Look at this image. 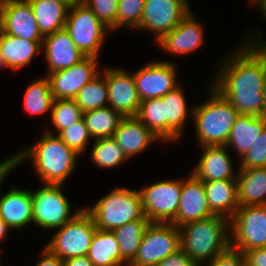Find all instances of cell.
<instances>
[{"label":"cell","mask_w":266,"mask_h":266,"mask_svg":"<svg viewBox=\"0 0 266 266\" xmlns=\"http://www.w3.org/2000/svg\"><path fill=\"white\" fill-rule=\"evenodd\" d=\"M224 58L211 85L240 115L264 116L266 45L242 42Z\"/></svg>","instance_id":"cell-1"},{"label":"cell","mask_w":266,"mask_h":266,"mask_svg":"<svg viewBox=\"0 0 266 266\" xmlns=\"http://www.w3.org/2000/svg\"><path fill=\"white\" fill-rule=\"evenodd\" d=\"M54 133L46 129L37 143L15 153L16 162L19 165L29 159L42 183L64 185L80 155Z\"/></svg>","instance_id":"cell-2"},{"label":"cell","mask_w":266,"mask_h":266,"mask_svg":"<svg viewBox=\"0 0 266 266\" xmlns=\"http://www.w3.org/2000/svg\"><path fill=\"white\" fill-rule=\"evenodd\" d=\"M181 249L200 266L231 247V220L219 215L179 227Z\"/></svg>","instance_id":"cell-3"},{"label":"cell","mask_w":266,"mask_h":266,"mask_svg":"<svg viewBox=\"0 0 266 266\" xmlns=\"http://www.w3.org/2000/svg\"><path fill=\"white\" fill-rule=\"evenodd\" d=\"M206 102L193 106L192 119L197 143L202 146H224L239 112L210 84Z\"/></svg>","instance_id":"cell-4"},{"label":"cell","mask_w":266,"mask_h":266,"mask_svg":"<svg viewBox=\"0 0 266 266\" xmlns=\"http://www.w3.org/2000/svg\"><path fill=\"white\" fill-rule=\"evenodd\" d=\"M84 208L91 214L95 226L105 231H113L145 216L138 190L127 187H118L102 196L92 207Z\"/></svg>","instance_id":"cell-5"},{"label":"cell","mask_w":266,"mask_h":266,"mask_svg":"<svg viewBox=\"0 0 266 266\" xmlns=\"http://www.w3.org/2000/svg\"><path fill=\"white\" fill-rule=\"evenodd\" d=\"M96 230L91 214L82 207L78 214L57 229L45 247L64 260L87 256Z\"/></svg>","instance_id":"cell-6"},{"label":"cell","mask_w":266,"mask_h":266,"mask_svg":"<svg viewBox=\"0 0 266 266\" xmlns=\"http://www.w3.org/2000/svg\"><path fill=\"white\" fill-rule=\"evenodd\" d=\"M85 57L98 58L110 29L83 3L69 8L64 28Z\"/></svg>","instance_id":"cell-7"},{"label":"cell","mask_w":266,"mask_h":266,"mask_svg":"<svg viewBox=\"0 0 266 266\" xmlns=\"http://www.w3.org/2000/svg\"><path fill=\"white\" fill-rule=\"evenodd\" d=\"M38 190H31L33 203V224L43 230L59 229L82 209L71 213V204L61 189V184H42ZM52 228V229H51Z\"/></svg>","instance_id":"cell-8"},{"label":"cell","mask_w":266,"mask_h":266,"mask_svg":"<svg viewBox=\"0 0 266 266\" xmlns=\"http://www.w3.org/2000/svg\"><path fill=\"white\" fill-rule=\"evenodd\" d=\"M181 189V179H165L138 190L145 217L151 223H172L177 215Z\"/></svg>","instance_id":"cell-9"},{"label":"cell","mask_w":266,"mask_h":266,"mask_svg":"<svg viewBox=\"0 0 266 266\" xmlns=\"http://www.w3.org/2000/svg\"><path fill=\"white\" fill-rule=\"evenodd\" d=\"M181 249L180 229L172 223H150L139 249L130 262L133 266H156L161 260Z\"/></svg>","instance_id":"cell-10"},{"label":"cell","mask_w":266,"mask_h":266,"mask_svg":"<svg viewBox=\"0 0 266 266\" xmlns=\"http://www.w3.org/2000/svg\"><path fill=\"white\" fill-rule=\"evenodd\" d=\"M231 247L243 254L266 247V205L239 207L231 219Z\"/></svg>","instance_id":"cell-11"},{"label":"cell","mask_w":266,"mask_h":266,"mask_svg":"<svg viewBox=\"0 0 266 266\" xmlns=\"http://www.w3.org/2000/svg\"><path fill=\"white\" fill-rule=\"evenodd\" d=\"M189 6L183 0H145L137 30L153 32L158 42L189 14Z\"/></svg>","instance_id":"cell-12"},{"label":"cell","mask_w":266,"mask_h":266,"mask_svg":"<svg viewBox=\"0 0 266 266\" xmlns=\"http://www.w3.org/2000/svg\"><path fill=\"white\" fill-rule=\"evenodd\" d=\"M176 65L172 61L147 62L133 73L137 93L141 101L161 98L179 85Z\"/></svg>","instance_id":"cell-13"},{"label":"cell","mask_w":266,"mask_h":266,"mask_svg":"<svg viewBox=\"0 0 266 266\" xmlns=\"http://www.w3.org/2000/svg\"><path fill=\"white\" fill-rule=\"evenodd\" d=\"M97 65L98 58L85 57L70 68L47 74L54 100L74 99L85 84L101 73Z\"/></svg>","instance_id":"cell-14"},{"label":"cell","mask_w":266,"mask_h":266,"mask_svg":"<svg viewBox=\"0 0 266 266\" xmlns=\"http://www.w3.org/2000/svg\"><path fill=\"white\" fill-rule=\"evenodd\" d=\"M0 30L24 40L43 41L33 9L27 0H6L0 6Z\"/></svg>","instance_id":"cell-15"},{"label":"cell","mask_w":266,"mask_h":266,"mask_svg":"<svg viewBox=\"0 0 266 266\" xmlns=\"http://www.w3.org/2000/svg\"><path fill=\"white\" fill-rule=\"evenodd\" d=\"M109 107L121 113L124 117L137 116L141 100L137 93L133 73L121 68H105Z\"/></svg>","instance_id":"cell-16"},{"label":"cell","mask_w":266,"mask_h":266,"mask_svg":"<svg viewBox=\"0 0 266 266\" xmlns=\"http://www.w3.org/2000/svg\"><path fill=\"white\" fill-rule=\"evenodd\" d=\"M186 179L182 178L179 207L172 222L177 227L215 215L209 206L203 181L192 172Z\"/></svg>","instance_id":"cell-17"},{"label":"cell","mask_w":266,"mask_h":266,"mask_svg":"<svg viewBox=\"0 0 266 266\" xmlns=\"http://www.w3.org/2000/svg\"><path fill=\"white\" fill-rule=\"evenodd\" d=\"M42 52L47 62V74L70 68L85 58L65 29L45 36Z\"/></svg>","instance_id":"cell-18"},{"label":"cell","mask_w":266,"mask_h":266,"mask_svg":"<svg viewBox=\"0 0 266 266\" xmlns=\"http://www.w3.org/2000/svg\"><path fill=\"white\" fill-rule=\"evenodd\" d=\"M203 37V27L190 11L175 28L157 42V45L175 56L189 55L202 45Z\"/></svg>","instance_id":"cell-19"},{"label":"cell","mask_w":266,"mask_h":266,"mask_svg":"<svg viewBox=\"0 0 266 266\" xmlns=\"http://www.w3.org/2000/svg\"><path fill=\"white\" fill-rule=\"evenodd\" d=\"M201 157L192 173L201 181L237 180L231 158L224 146H202Z\"/></svg>","instance_id":"cell-20"},{"label":"cell","mask_w":266,"mask_h":266,"mask_svg":"<svg viewBox=\"0 0 266 266\" xmlns=\"http://www.w3.org/2000/svg\"><path fill=\"white\" fill-rule=\"evenodd\" d=\"M0 218L10 230L33 224L31 191L19 187L10 188L4 195L0 191Z\"/></svg>","instance_id":"cell-21"},{"label":"cell","mask_w":266,"mask_h":266,"mask_svg":"<svg viewBox=\"0 0 266 266\" xmlns=\"http://www.w3.org/2000/svg\"><path fill=\"white\" fill-rule=\"evenodd\" d=\"M113 138L128 159L142 153L153 142L161 141L137 116L124 117Z\"/></svg>","instance_id":"cell-22"},{"label":"cell","mask_w":266,"mask_h":266,"mask_svg":"<svg viewBox=\"0 0 266 266\" xmlns=\"http://www.w3.org/2000/svg\"><path fill=\"white\" fill-rule=\"evenodd\" d=\"M182 89L180 85L161 97L165 105V143L178 140L184 131L186 119L192 118L193 107L188 108Z\"/></svg>","instance_id":"cell-23"},{"label":"cell","mask_w":266,"mask_h":266,"mask_svg":"<svg viewBox=\"0 0 266 266\" xmlns=\"http://www.w3.org/2000/svg\"><path fill=\"white\" fill-rule=\"evenodd\" d=\"M211 211L231 220L239 209L237 180L203 182Z\"/></svg>","instance_id":"cell-24"},{"label":"cell","mask_w":266,"mask_h":266,"mask_svg":"<svg viewBox=\"0 0 266 266\" xmlns=\"http://www.w3.org/2000/svg\"><path fill=\"white\" fill-rule=\"evenodd\" d=\"M42 43L14 37L0 30V49L5 67L15 71L31 64L35 54L42 50Z\"/></svg>","instance_id":"cell-25"},{"label":"cell","mask_w":266,"mask_h":266,"mask_svg":"<svg viewBox=\"0 0 266 266\" xmlns=\"http://www.w3.org/2000/svg\"><path fill=\"white\" fill-rule=\"evenodd\" d=\"M237 171L239 206L266 205V167Z\"/></svg>","instance_id":"cell-26"},{"label":"cell","mask_w":266,"mask_h":266,"mask_svg":"<svg viewBox=\"0 0 266 266\" xmlns=\"http://www.w3.org/2000/svg\"><path fill=\"white\" fill-rule=\"evenodd\" d=\"M43 37L65 28L70 6L61 0H27Z\"/></svg>","instance_id":"cell-27"},{"label":"cell","mask_w":266,"mask_h":266,"mask_svg":"<svg viewBox=\"0 0 266 266\" xmlns=\"http://www.w3.org/2000/svg\"><path fill=\"white\" fill-rule=\"evenodd\" d=\"M266 127V116L256 117L252 115H240L236 118L235 124L229 137L227 148L232 147L239 158L244 156L254 140Z\"/></svg>","instance_id":"cell-28"},{"label":"cell","mask_w":266,"mask_h":266,"mask_svg":"<svg viewBox=\"0 0 266 266\" xmlns=\"http://www.w3.org/2000/svg\"><path fill=\"white\" fill-rule=\"evenodd\" d=\"M94 266H119L127 264L120 254L119 244L113 231L97 228L87 255Z\"/></svg>","instance_id":"cell-29"},{"label":"cell","mask_w":266,"mask_h":266,"mask_svg":"<svg viewBox=\"0 0 266 266\" xmlns=\"http://www.w3.org/2000/svg\"><path fill=\"white\" fill-rule=\"evenodd\" d=\"M124 116L107 106L83 112V119L92 139L113 137Z\"/></svg>","instance_id":"cell-30"},{"label":"cell","mask_w":266,"mask_h":266,"mask_svg":"<svg viewBox=\"0 0 266 266\" xmlns=\"http://www.w3.org/2000/svg\"><path fill=\"white\" fill-rule=\"evenodd\" d=\"M151 221L145 216L140 220H135L122 225L113 230L119 244L122 258L130 263L139 249L144 233Z\"/></svg>","instance_id":"cell-31"},{"label":"cell","mask_w":266,"mask_h":266,"mask_svg":"<svg viewBox=\"0 0 266 266\" xmlns=\"http://www.w3.org/2000/svg\"><path fill=\"white\" fill-rule=\"evenodd\" d=\"M23 99V108L30 115L50 114L54 98L47 76L31 82L25 90Z\"/></svg>","instance_id":"cell-32"},{"label":"cell","mask_w":266,"mask_h":266,"mask_svg":"<svg viewBox=\"0 0 266 266\" xmlns=\"http://www.w3.org/2000/svg\"><path fill=\"white\" fill-rule=\"evenodd\" d=\"M74 100L83 112L109 106L107 105L109 100L106 76L100 73L92 81L85 84Z\"/></svg>","instance_id":"cell-33"},{"label":"cell","mask_w":266,"mask_h":266,"mask_svg":"<svg viewBox=\"0 0 266 266\" xmlns=\"http://www.w3.org/2000/svg\"><path fill=\"white\" fill-rule=\"evenodd\" d=\"M90 158L98 168L102 169L116 168L128 160L113 137L95 139Z\"/></svg>","instance_id":"cell-34"},{"label":"cell","mask_w":266,"mask_h":266,"mask_svg":"<svg viewBox=\"0 0 266 266\" xmlns=\"http://www.w3.org/2000/svg\"><path fill=\"white\" fill-rule=\"evenodd\" d=\"M137 117L161 142H165V105L162 98L141 101Z\"/></svg>","instance_id":"cell-35"},{"label":"cell","mask_w":266,"mask_h":266,"mask_svg":"<svg viewBox=\"0 0 266 266\" xmlns=\"http://www.w3.org/2000/svg\"><path fill=\"white\" fill-rule=\"evenodd\" d=\"M52 125L58 135L63 129L69 128L83 118V111L74 99H56L50 112Z\"/></svg>","instance_id":"cell-36"},{"label":"cell","mask_w":266,"mask_h":266,"mask_svg":"<svg viewBox=\"0 0 266 266\" xmlns=\"http://www.w3.org/2000/svg\"><path fill=\"white\" fill-rule=\"evenodd\" d=\"M145 0H118V11L114 29L122 27L138 29L140 26Z\"/></svg>","instance_id":"cell-37"},{"label":"cell","mask_w":266,"mask_h":266,"mask_svg":"<svg viewBox=\"0 0 266 266\" xmlns=\"http://www.w3.org/2000/svg\"><path fill=\"white\" fill-rule=\"evenodd\" d=\"M57 136L79 155L84 153L89 140L92 139L83 118L69 128L63 129Z\"/></svg>","instance_id":"cell-38"},{"label":"cell","mask_w":266,"mask_h":266,"mask_svg":"<svg viewBox=\"0 0 266 266\" xmlns=\"http://www.w3.org/2000/svg\"><path fill=\"white\" fill-rule=\"evenodd\" d=\"M238 169L266 167V127L242 156Z\"/></svg>","instance_id":"cell-39"},{"label":"cell","mask_w":266,"mask_h":266,"mask_svg":"<svg viewBox=\"0 0 266 266\" xmlns=\"http://www.w3.org/2000/svg\"><path fill=\"white\" fill-rule=\"evenodd\" d=\"M98 19L106 25L110 31L114 30V23L118 11V0H82Z\"/></svg>","instance_id":"cell-40"},{"label":"cell","mask_w":266,"mask_h":266,"mask_svg":"<svg viewBox=\"0 0 266 266\" xmlns=\"http://www.w3.org/2000/svg\"><path fill=\"white\" fill-rule=\"evenodd\" d=\"M207 264V266H246V258L241 251L230 247Z\"/></svg>","instance_id":"cell-41"},{"label":"cell","mask_w":266,"mask_h":266,"mask_svg":"<svg viewBox=\"0 0 266 266\" xmlns=\"http://www.w3.org/2000/svg\"><path fill=\"white\" fill-rule=\"evenodd\" d=\"M156 266H200L193 261L182 249L170 254L161 260Z\"/></svg>","instance_id":"cell-42"},{"label":"cell","mask_w":266,"mask_h":266,"mask_svg":"<svg viewBox=\"0 0 266 266\" xmlns=\"http://www.w3.org/2000/svg\"><path fill=\"white\" fill-rule=\"evenodd\" d=\"M244 255L246 266H266V247L246 251Z\"/></svg>","instance_id":"cell-43"},{"label":"cell","mask_w":266,"mask_h":266,"mask_svg":"<svg viewBox=\"0 0 266 266\" xmlns=\"http://www.w3.org/2000/svg\"><path fill=\"white\" fill-rule=\"evenodd\" d=\"M41 256L35 266H64V259L52 253L47 247H44Z\"/></svg>","instance_id":"cell-44"},{"label":"cell","mask_w":266,"mask_h":266,"mask_svg":"<svg viewBox=\"0 0 266 266\" xmlns=\"http://www.w3.org/2000/svg\"><path fill=\"white\" fill-rule=\"evenodd\" d=\"M17 166L15 154L0 162V190L5 177Z\"/></svg>","instance_id":"cell-45"},{"label":"cell","mask_w":266,"mask_h":266,"mask_svg":"<svg viewBox=\"0 0 266 266\" xmlns=\"http://www.w3.org/2000/svg\"><path fill=\"white\" fill-rule=\"evenodd\" d=\"M64 266H94L87 256L72 257L64 260Z\"/></svg>","instance_id":"cell-46"},{"label":"cell","mask_w":266,"mask_h":266,"mask_svg":"<svg viewBox=\"0 0 266 266\" xmlns=\"http://www.w3.org/2000/svg\"><path fill=\"white\" fill-rule=\"evenodd\" d=\"M254 6L256 5L259 10L261 11V14H263V18H266V0H254L252 2Z\"/></svg>","instance_id":"cell-47"},{"label":"cell","mask_w":266,"mask_h":266,"mask_svg":"<svg viewBox=\"0 0 266 266\" xmlns=\"http://www.w3.org/2000/svg\"><path fill=\"white\" fill-rule=\"evenodd\" d=\"M9 233V228L6 223L0 218V242L5 239L6 234Z\"/></svg>","instance_id":"cell-48"},{"label":"cell","mask_w":266,"mask_h":266,"mask_svg":"<svg viewBox=\"0 0 266 266\" xmlns=\"http://www.w3.org/2000/svg\"><path fill=\"white\" fill-rule=\"evenodd\" d=\"M61 1H63L64 3L69 5L70 7L75 5V4L82 3V0H61Z\"/></svg>","instance_id":"cell-49"},{"label":"cell","mask_w":266,"mask_h":266,"mask_svg":"<svg viewBox=\"0 0 266 266\" xmlns=\"http://www.w3.org/2000/svg\"><path fill=\"white\" fill-rule=\"evenodd\" d=\"M263 95H264V101H265V114L264 116H266V77H265V80H264V85H263Z\"/></svg>","instance_id":"cell-50"},{"label":"cell","mask_w":266,"mask_h":266,"mask_svg":"<svg viewBox=\"0 0 266 266\" xmlns=\"http://www.w3.org/2000/svg\"><path fill=\"white\" fill-rule=\"evenodd\" d=\"M4 68H6L5 67V64H4V61H3V58H2V56H1V49H0V70L2 69H4Z\"/></svg>","instance_id":"cell-51"},{"label":"cell","mask_w":266,"mask_h":266,"mask_svg":"<svg viewBox=\"0 0 266 266\" xmlns=\"http://www.w3.org/2000/svg\"><path fill=\"white\" fill-rule=\"evenodd\" d=\"M119 266H133V265H131L130 263H127V264H122V265H119Z\"/></svg>","instance_id":"cell-52"},{"label":"cell","mask_w":266,"mask_h":266,"mask_svg":"<svg viewBox=\"0 0 266 266\" xmlns=\"http://www.w3.org/2000/svg\"><path fill=\"white\" fill-rule=\"evenodd\" d=\"M6 0H0V6L5 2Z\"/></svg>","instance_id":"cell-53"},{"label":"cell","mask_w":266,"mask_h":266,"mask_svg":"<svg viewBox=\"0 0 266 266\" xmlns=\"http://www.w3.org/2000/svg\"><path fill=\"white\" fill-rule=\"evenodd\" d=\"M187 5H189L188 3H189V1L190 0H183Z\"/></svg>","instance_id":"cell-54"}]
</instances>
